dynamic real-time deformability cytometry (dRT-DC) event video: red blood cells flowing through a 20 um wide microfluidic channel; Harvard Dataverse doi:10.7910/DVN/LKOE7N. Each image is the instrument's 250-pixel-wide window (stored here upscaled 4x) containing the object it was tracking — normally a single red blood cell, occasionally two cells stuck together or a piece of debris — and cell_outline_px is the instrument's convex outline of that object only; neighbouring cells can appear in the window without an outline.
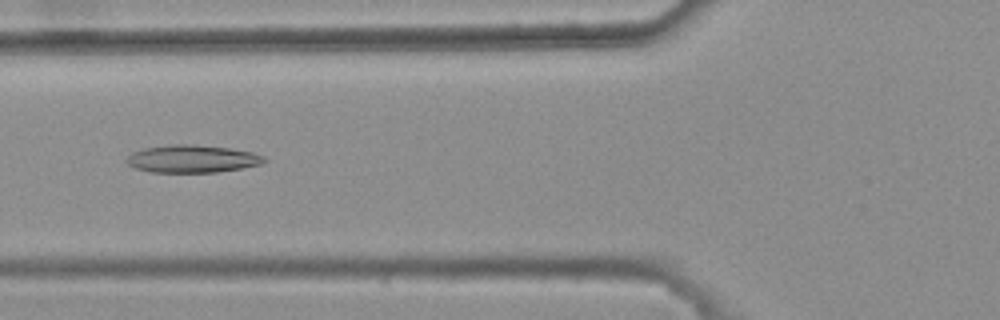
{"species": "common noctule bat (a hibernating species)", "species_latin": "Nyctalus noctula", "temperature_condition": "warm", "stored_images_in_passage": 5, "camera_frame_rate_fps": 3000, "um_per_image_px": 0.085, "animal": {"sex": "female", "body_mass_g": 25.1}, "frame": {"image": 1, "passage_image": 4, "time_ms": 1.0, "image_size_px": [1000, 320], "cell_outline_px": [[268, 160], [260, 164], [240, 168], [216, 172], [152, 172], [136, 168], [128, 164], [124, 160], [132, 152], [144, 148], [172, 144], [188, 144], [228, 148], [252, 152], [264, 156]], "centroid_in_image_um": [16.31, 13.5], "position_along_channel_um": 109.5, "area_um2": 21.96}}
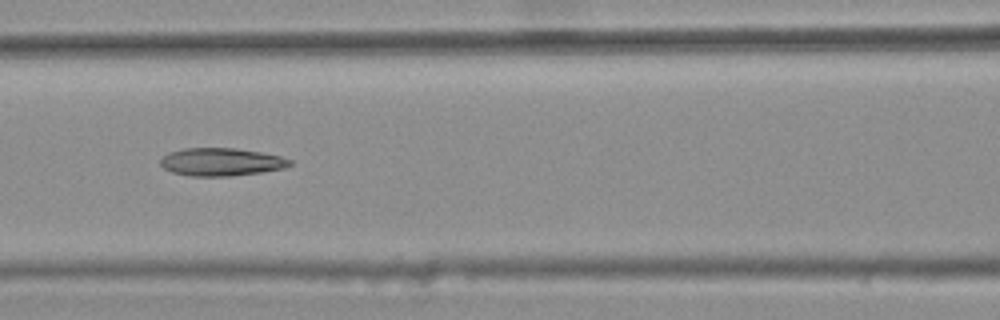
{"frame": {"image": 2, "passage_image": 5, "time_ms": 1.333, "image_size_px": [1000, 320], "cell_outline_px": [[292, 164], [284, 168], [260, 172], [232, 176], [188, 176], [172, 172], [164, 168], [160, 164], [160, 160], [168, 152], [184, 148], [236, 148], [260, 152], [280, 156], [292, 160]], "centroid_in_image_um": [18.79, 13.76], "position_along_channel_um": 147.8, "area_um2": 21.04}}